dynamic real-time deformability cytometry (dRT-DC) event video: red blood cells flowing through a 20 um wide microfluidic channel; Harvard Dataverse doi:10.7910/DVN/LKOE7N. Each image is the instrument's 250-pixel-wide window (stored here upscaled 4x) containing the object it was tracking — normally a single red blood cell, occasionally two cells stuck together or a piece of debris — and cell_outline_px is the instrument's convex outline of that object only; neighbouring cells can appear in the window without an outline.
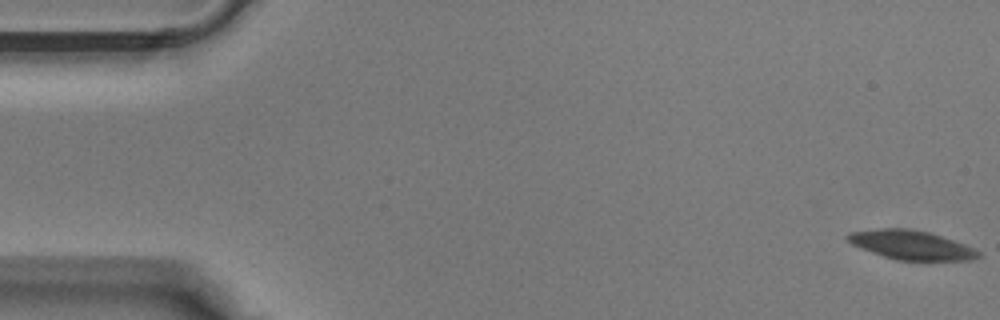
{"species": "Egyptian fruit bat (a non-hibernating species)", "species_latin": "Rousettus aegyptiacus", "temperature_condition": "warm", "stored_images_in_passage": 40, "camera_frame_rate_fps": 3000, "um_per_image_px": 0.085, "animal": {"sex": "male"}, "frame": {"image": 1, "passage_image": 1, "time_ms": 0.0, "image_size_px": [1000, 320], "cell_outline_px": [[980, 256], [972, 260], [896, 260], [872, 252], [852, 244], [844, 236], [848, 232], [880, 228], [908, 228], [928, 232], [964, 244], [980, 252]], "centroid_in_image_um": [77.42, 20.81], "position_along_channel_um": 7.6, "area_um2": 21.91}}
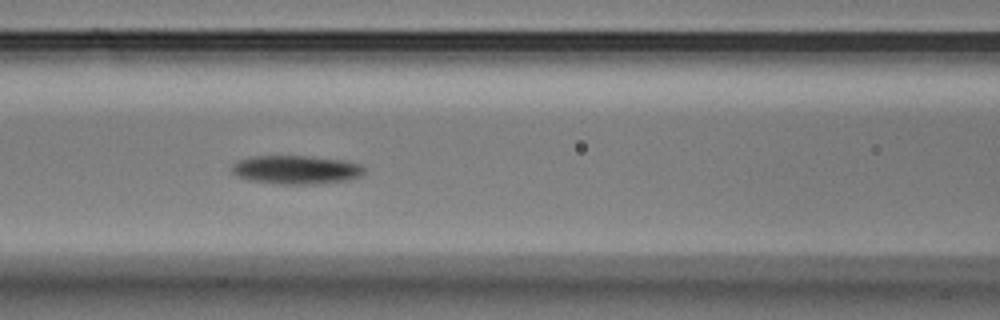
{"frame": {"image": 2, "passage_image": 17, "time_ms": 5.333, "image_size_px": [1000, 320], "cell_outline_px": [[364, 172], [360, 176], [348, 180], [316, 184], [280, 184], [248, 180], [232, 172], [232, 164], [236, 160], [248, 156], [308, 156], [348, 160], [360, 164], [364, 168]], "centroid_in_image_um": [25.17, 14.41], "position_along_channel_um": 141.4, "area_um2": 22.31}}
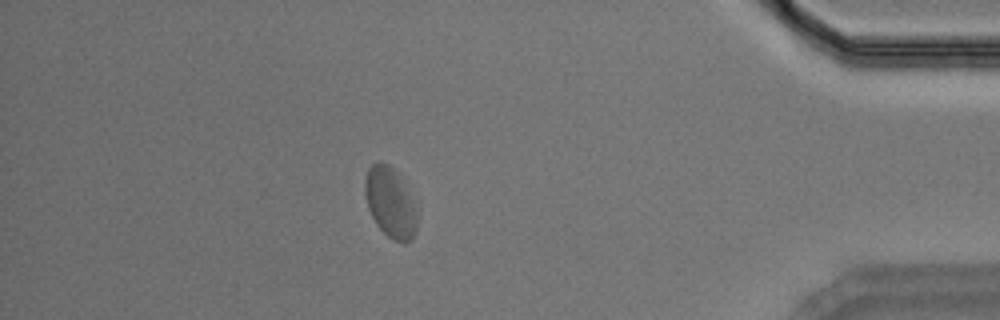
{"frame": {"image": 3, "passage_image": 35, "time_ms": 11.333, "image_size_px": [1000, 320], "cell_outline_px": [[416, 232], [412, 240], [404, 244], [392, 240], [376, 224], [368, 208], [364, 192], [364, 180], [368, 168], [376, 160], [388, 164], [396, 172], [416, 204]], "centroid_in_image_um": [33.17, 17.23], "position_along_channel_um": 402.0, "area_um2": 21.44}}